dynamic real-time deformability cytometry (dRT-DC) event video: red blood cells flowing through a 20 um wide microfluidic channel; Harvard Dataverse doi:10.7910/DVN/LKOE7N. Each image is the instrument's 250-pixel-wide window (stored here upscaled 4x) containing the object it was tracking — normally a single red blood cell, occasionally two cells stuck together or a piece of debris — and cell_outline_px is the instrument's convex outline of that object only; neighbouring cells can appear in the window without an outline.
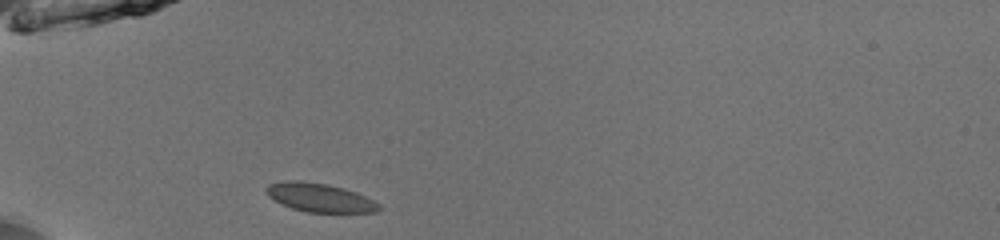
{"species": "common noctule bat (a hibernating species)", "species_latin": "Nyctalus noctula", "temperature_condition": "room temperature", "stored_images_in_passage": 35, "camera_frame_rate_fps": 3000, "um_per_image_px": 0.085, "animal": {"sex": "male", "body_mass_g": 13.0, "forearm_length_mm": 53.1}, "frame": {"image": 1, "passage_image": 1, "time_ms": 0.0, "image_size_px": [1000, 240], "cell_outline_px": [[384, 208], [376, 212], [308, 212], [292, 208], [268, 196], [264, 192], [264, 188], [268, 184], [284, 180], [300, 180], [328, 184], [344, 188], [356, 192], [380, 204]], "centroid_in_image_um": [27.17, 16.78], "position_along_channel_um": 57.8, "area_um2": 18.9}}
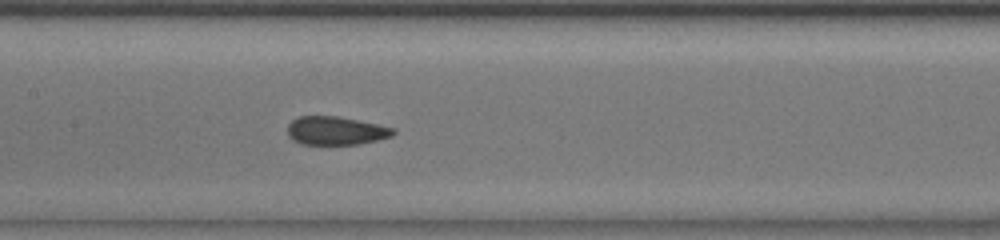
{"frame": {"image": 2, "passage_image": 11, "time_ms": 3.333, "image_size_px": [1000, 240], "cell_outline_px": [[396, 132], [392, 136], [360, 144], [300, 144], [292, 140], [288, 136], [288, 124], [292, 120], [300, 116], [336, 116], [380, 124], [396, 128]], "centroid_in_image_um": [28.56, 11.11], "position_along_channel_um": 178.8, "area_um2": 17.63}}
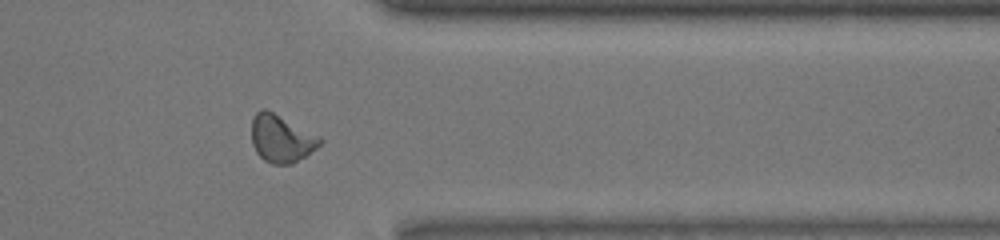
{"frame": {"image": 3, "passage_image": 27, "time_ms": 8.667, "image_size_px": [1000, 240], "cell_outline_px": [[324, 140], [316, 148], [292, 164], [272, 164], [264, 160], [256, 152], [252, 144], [252, 116], [260, 108], [264, 108], [320, 136]], "centroid_in_image_um": [23.89, 11.78], "position_along_channel_um": 387.5, "area_um2": 18.79}, "authors_computed_cell_mechanics": {"area_um2": 18.0914, "velocity_mm_per_s": 3.9845, "shape_relaxation_time_tau1_ms": 8.1063, "shape_relaxation_time_tau2_ms": 1.1304, "deformation_change_tau1": 0.1625, "deformation_change_tau2": 0.0436}}